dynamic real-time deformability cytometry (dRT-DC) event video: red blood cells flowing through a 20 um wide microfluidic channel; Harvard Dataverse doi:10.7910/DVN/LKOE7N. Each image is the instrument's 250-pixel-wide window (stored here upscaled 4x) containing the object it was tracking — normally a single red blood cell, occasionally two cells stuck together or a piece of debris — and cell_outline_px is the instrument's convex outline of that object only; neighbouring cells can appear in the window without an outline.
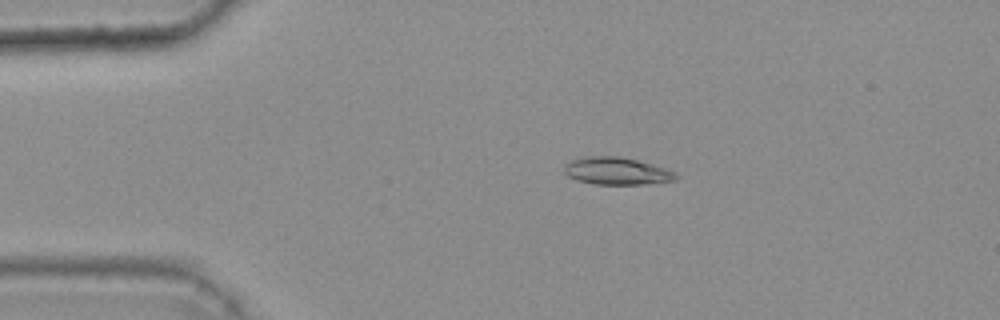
{"species": "common noctule bat (a hibernating species)", "species_latin": "Nyctalus noctula", "temperature_condition": "warm", "stored_images_in_passage": 47, "camera_frame_rate_fps": 3000, "um_per_image_px": 0.085, "animal": {"sex": "female", "body_mass_g": 25.1}, "frame": {"image": 1, "passage_image": 11, "time_ms": 3.333, "image_size_px": [1000, 320], "cell_outline_px": [[680, 176], [676, 180], [644, 184], [596, 184], [576, 180], [568, 176], [564, 172], [564, 164], [572, 160], [588, 156], [620, 156], [652, 164], [676, 172]], "centroid_in_image_um": [52.43, 14.54], "position_along_channel_um": 32.6, "area_um2": 17.8}}
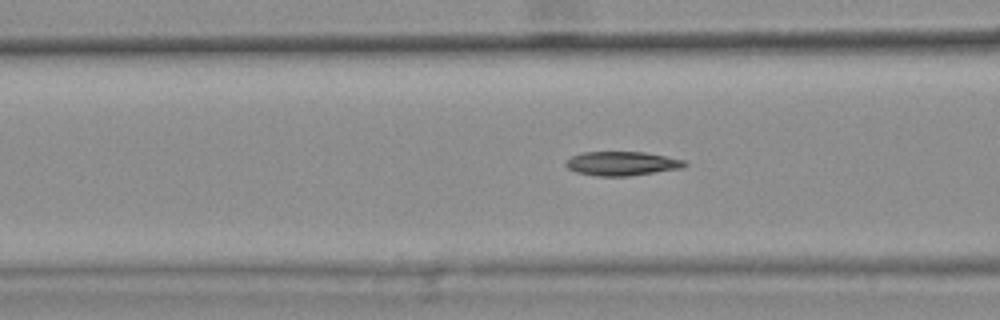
{"frame": {"image": 2, "passage_image": 21, "time_ms": 6.667, "image_size_px": [1000, 320], "cell_outline_px": [[688, 164], [684, 168], [628, 176], [596, 176], [576, 172], [568, 168], [564, 164], [564, 160], [572, 156], [584, 152], [644, 152], [684, 160]], "centroid_in_image_um": [52.84, 13.9], "position_along_channel_um": 113.8, "area_um2": 16.7}}
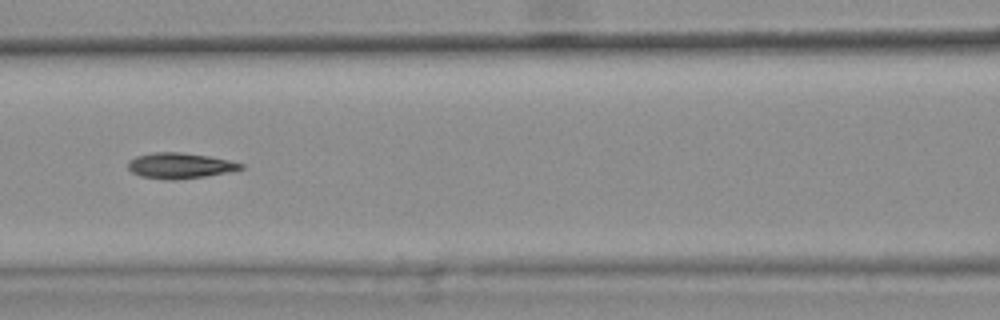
{"frame": {"image": 3, "passage_image": 24, "time_ms": 7.667, "image_size_px": [1000, 320], "cell_outline_px": [[244, 168], [228, 172], [204, 176], [172, 180], [164, 180], [140, 176], [132, 172], [128, 168], [128, 160], [136, 156], [152, 152], [180, 152], [208, 156], [228, 160], [244, 164]], "centroid_in_image_um": [15.25, 14.08], "position_along_channel_um": 151.3, "area_um2": 16.82}, "authors_computed_cell_mechanics": {"area_um2": 16.8198, "velocity_mm_per_s": 3.7466, "shape_relaxation_time_tau1_ms": null, "shape_relaxation_time_tau2_ms": 5.3382, "deformation_change_tau1": null, "deformation_change_tau2": 0.1341}}